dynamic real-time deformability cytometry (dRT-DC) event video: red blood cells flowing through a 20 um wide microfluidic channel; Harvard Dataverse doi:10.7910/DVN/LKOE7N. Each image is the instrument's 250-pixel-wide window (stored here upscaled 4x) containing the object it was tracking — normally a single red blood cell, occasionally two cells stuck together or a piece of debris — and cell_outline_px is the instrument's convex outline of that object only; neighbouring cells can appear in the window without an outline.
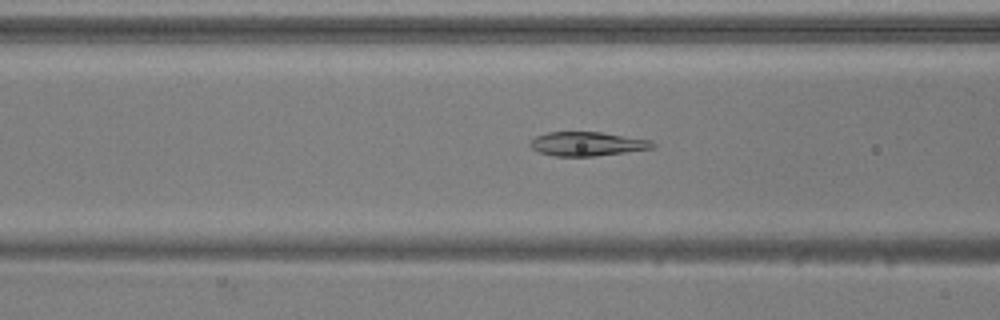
{"species": "common noctule bat (a hibernating species)", "species_latin": "Nyctalus noctula", "temperature_condition": "warm", "stored_images_in_passage": 37, "camera_frame_rate_fps": 3000, "um_per_image_px": 0.085, "animal": {"sex": "male", "body_mass_g": 20.5, "forearm_length_mm": 52.5}, "frame": {"image": 1, "passage_image": 5, "time_ms": 1.333, "image_size_px": [1000, 320], "cell_outline_px": [[656, 144], [652, 148], [596, 156], [556, 156], [540, 152], [532, 148], [528, 144], [536, 136], [548, 132], [600, 132], [652, 140]], "centroid_in_image_um": [49.91, 12.22], "position_along_channel_um": 116.7, "area_um2": 16.99}}
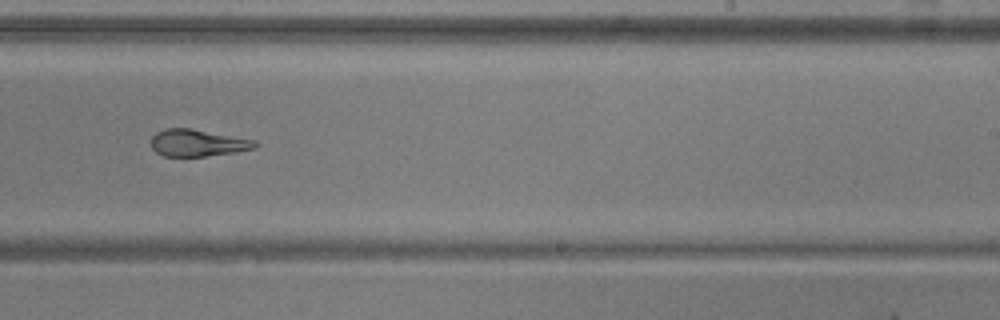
{"frame": {"image": 2, "passage_image": 17, "time_ms": 5.333, "image_size_px": [1000, 320], "cell_outline_px": [[260, 144], [256, 148], [236, 152], [204, 156], [164, 156], [156, 152], [152, 148], [152, 136], [156, 132], [164, 128], [192, 128], [256, 140]], "centroid_in_image_um": [16.83, 12.14], "position_along_channel_um": 272.2, "area_um2": 16.47}}
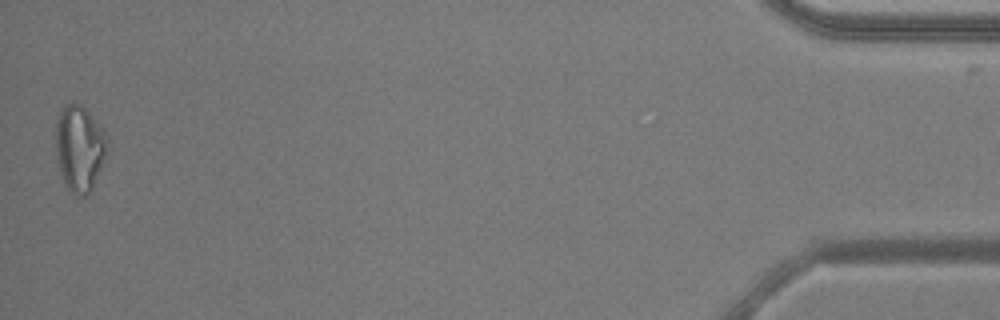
{"frame": {"image": 3, "passage_image": 36, "time_ms": 11.667, "image_size_px": [1000, 320], "cell_outline_px": [[108, 148], [104, 160], [92, 188], [84, 196], [76, 196], [64, 184], [60, 176], [56, 164], [56, 120], [64, 104], [80, 104], [88, 112], [104, 132], [108, 140]], "centroid_in_image_um": [6.73, 12.63], "position_along_channel_um": 428.5, "area_um2": 25.78}}